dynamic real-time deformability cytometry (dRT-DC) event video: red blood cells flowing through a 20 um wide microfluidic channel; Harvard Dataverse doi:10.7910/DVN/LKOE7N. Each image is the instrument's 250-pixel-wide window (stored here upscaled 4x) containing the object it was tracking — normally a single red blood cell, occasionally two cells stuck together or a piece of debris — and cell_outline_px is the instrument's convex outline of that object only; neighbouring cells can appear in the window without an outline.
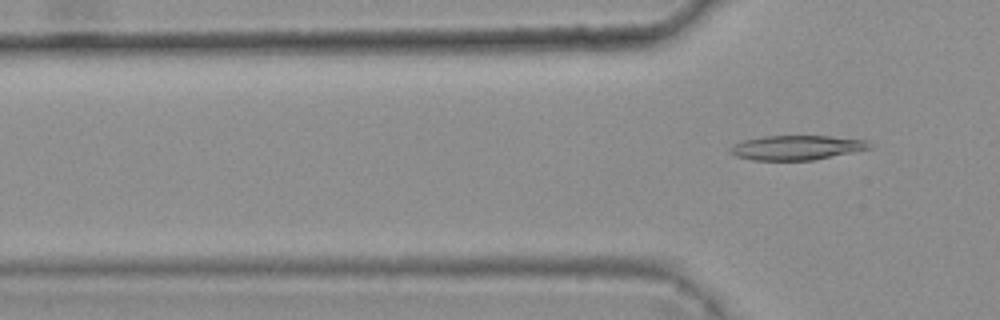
{"species": "common noctule bat (a hibernating species)", "species_latin": "Nyctalus noctula", "temperature_condition": "warm", "stored_images_in_passage": 7, "camera_frame_rate_fps": 3000, "um_per_image_px": 0.085, "animal": {"sex": "female", "body_mass_g": 25.1}, "frame": {"image": 1, "passage_image": 7, "time_ms": 2.0, "image_size_px": [1000, 320], "cell_outline_px": [[872, 148], [812, 160], [752, 160], [736, 156], [728, 152], [728, 148], [744, 140], [764, 136], [828, 136], [868, 140], [872, 144]], "centroid_in_image_um": [67.71, 12.54], "position_along_channel_um": 58.1, "area_um2": 19.83}}